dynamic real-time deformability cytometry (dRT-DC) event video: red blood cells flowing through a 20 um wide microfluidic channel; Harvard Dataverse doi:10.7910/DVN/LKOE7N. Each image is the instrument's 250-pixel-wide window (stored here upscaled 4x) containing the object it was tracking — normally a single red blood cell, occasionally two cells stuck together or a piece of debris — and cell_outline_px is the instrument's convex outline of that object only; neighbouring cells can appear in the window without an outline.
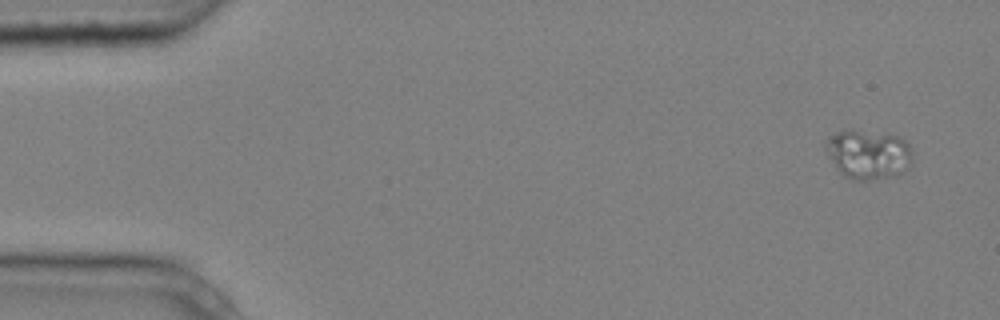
{"species": "common noctule bat (a hibernating species)", "species_latin": "Nyctalus noctula", "temperature_condition": "cold", "stored_images_in_passage": 4, "camera_frame_rate_fps": 3000, "um_per_image_px": 0.085, "animal": {"sex": "male", "body_mass_g": 20.4}, "frame": {"image": 1, "passage_image": 1, "time_ms": 0.0, "image_size_px": [1000, 320], "cell_outline_px": [[912, 160], [908, 168], [896, 176], [872, 180], [852, 180], [844, 176], [840, 172], [828, 156], [824, 148], [824, 144], [828, 136], [836, 132], [852, 128], [896, 136], [904, 140], [912, 148]], "centroid_in_image_um": [73.78, 13.11], "position_along_channel_um": 11.2, "area_um2": 25.37}}
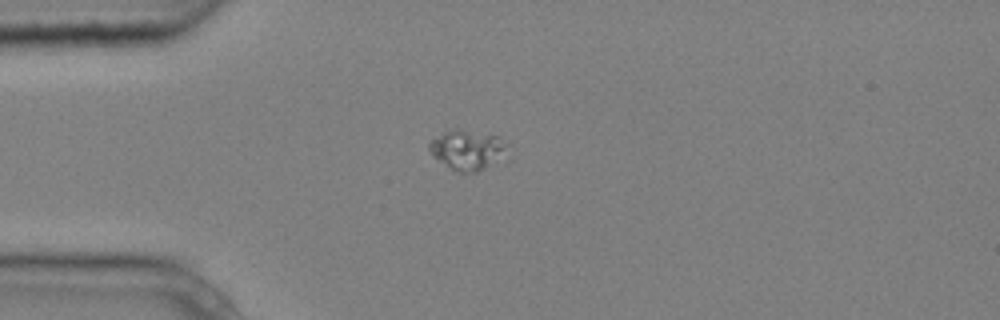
{"frame": {"image": 2, "passage_image": 4, "time_ms": 1.0, "image_size_px": [1000, 320], "cell_outline_px": [[500, 152], [476, 172], [460, 172], [452, 168], [432, 156], [428, 148], [428, 144], [432, 140], [444, 132], [456, 128], [460, 128], [500, 136]], "centroid_in_image_um": [39.52, 12.67], "position_along_channel_um": 45.5, "area_um2": 16.59}}